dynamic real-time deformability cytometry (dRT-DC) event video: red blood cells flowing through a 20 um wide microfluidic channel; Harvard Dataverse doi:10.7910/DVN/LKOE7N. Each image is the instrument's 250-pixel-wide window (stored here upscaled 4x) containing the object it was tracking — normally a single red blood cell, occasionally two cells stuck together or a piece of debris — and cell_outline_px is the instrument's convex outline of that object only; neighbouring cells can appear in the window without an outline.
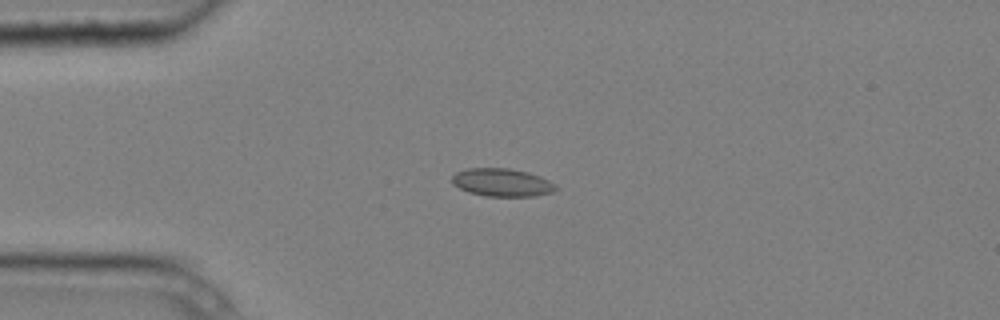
{"species": "common noctule bat (a hibernating species)", "species_latin": "Nyctalus noctula", "temperature_condition": "cold", "stored_images_in_passage": 7, "camera_frame_rate_fps": 3000, "um_per_image_px": 0.085, "animal": {"sex": "male", "body_mass_g": 20.4}, "frame": {"image": 1, "passage_image": 3, "time_ms": 0.667, "image_size_px": [1000, 320], "cell_outline_px": [[560, 188], [552, 192], [532, 196], [484, 196], [468, 192], [452, 184], [452, 176], [456, 172], [468, 168], [508, 168], [528, 172], [540, 176], [556, 184]], "centroid_in_image_um": [42.68, 15.51], "position_along_channel_um": 42.3, "area_um2": 16.99}}
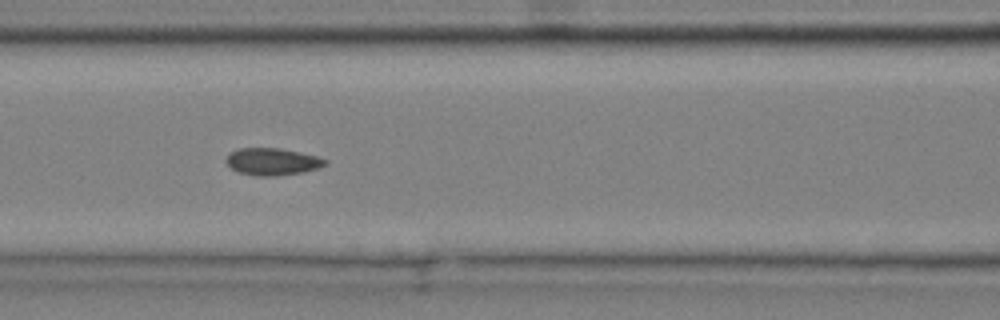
{"frame": {"image": 2, "passage_image": 6, "time_ms": 1.667, "image_size_px": [1000, 320], "cell_outline_px": [[328, 164], [320, 168], [304, 172], [276, 176], [256, 176], [240, 172], [232, 168], [224, 160], [228, 152], [240, 148], [280, 148], [320, 156], [328, 160]], "centroid_in_image_um": [23.19, 13.73], "position_along_channel_um": 143.4, "area_um2": 15.95}}
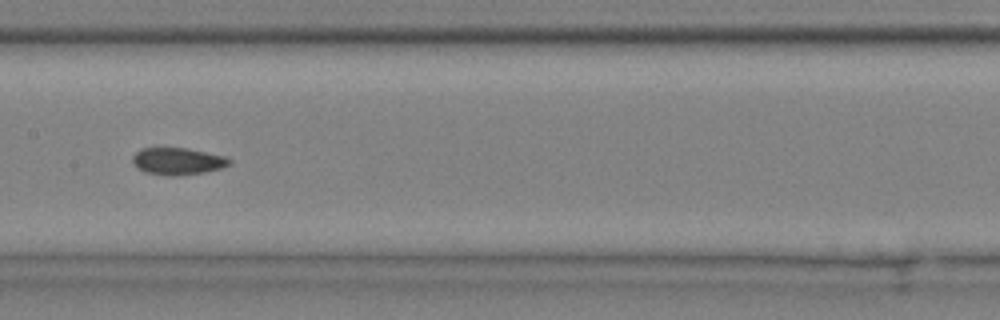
{"frame": {"image": 3, "passage_image": 7, "time_ms": 2.0, "image_size_px": [1000, 320], "cell_outline_px": [[232, 164], [220, 168], [204, 172], [176, 176], [168, 176], [144, 172], [136, 168], [132, 164], [132, 156], [140, 148], [188, 148], [224, 156], [232, 160]], "centroid_in_image_um": [15.07, 13.71], "position_along_channel_um": 192.3, "area_um2": 15.43}}